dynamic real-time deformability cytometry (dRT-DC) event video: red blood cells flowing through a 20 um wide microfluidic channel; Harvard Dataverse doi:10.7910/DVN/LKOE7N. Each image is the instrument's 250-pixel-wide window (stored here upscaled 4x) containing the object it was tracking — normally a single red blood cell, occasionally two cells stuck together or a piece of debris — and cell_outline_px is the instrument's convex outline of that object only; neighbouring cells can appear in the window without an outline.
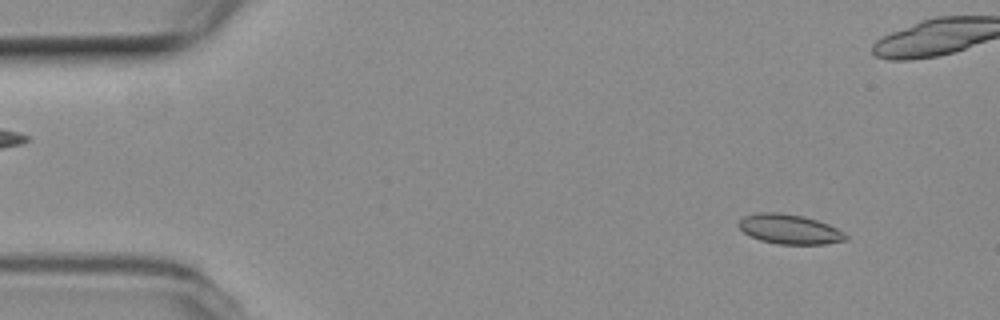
{"species": "common noctule bat (a hibernating species)", "species_latin": "Nyctalus noctula", "temperature_condition": "room temperature", "stored_images_in_passage": 11, "camera_frame_rate_fps": 3000, "um_per_image_px": 0.085, "animal": {"sex": "female", "body_mass_g": 19.3, "forearm_length_mm": 54.1}, "frame": {"image": 1, "passage_image": 5, "time_ms": 1.333, "image_size_px": [1000, 320], "cell_outline_px": [[848, 240], [824, 244], [776, 244], [760, 240], [744, 232], [736, 224], [744, 216], [756, 212], [776, 212], [804, 216], [828, 224], [844, 232], [848, 236]], "centroid_in_image_um": [67.11, 19.48], "position_along_channel_um": 17.9, "area_um2": 18.55}}